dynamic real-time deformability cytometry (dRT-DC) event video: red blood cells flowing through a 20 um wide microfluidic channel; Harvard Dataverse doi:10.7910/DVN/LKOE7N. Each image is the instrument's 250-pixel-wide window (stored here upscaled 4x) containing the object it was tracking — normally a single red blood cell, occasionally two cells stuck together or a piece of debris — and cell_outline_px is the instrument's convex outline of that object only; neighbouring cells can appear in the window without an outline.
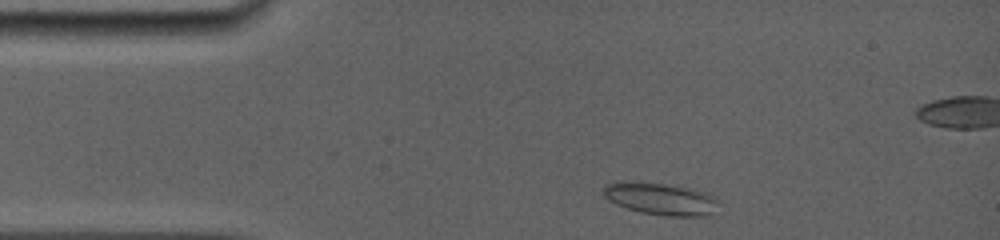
{"species": "common noctule bat (a hibernating species)", "species_latin": "Nyctalus noctula", "temperature_condition": "room temperature", "stored_images_in_passage": 42, "camera_frame_rate_fps": 5000, "um_per_image_px": 0.085, "animal": {"sex": "female", "body_mass_g": 19.0, "forearm_length_mm": 56.7}, "frame": {"image": 1, "passage_image": 3, "time_ms": 0.4, "image_size_px": [1000, 240], "cell_outline_px": [[720, 200], [708, 216], [668, 216], [640, 212], [616, 204], [608, 200], [604, 196], [604, 188], [608, 184], [616, 180], [624, 180], [664, 184], [692, 188], [708, 192]], "centroid_in_image_um": [56.16, 16.88], "position_along_channel_um": 28.8, "area_um2": 21.73}}
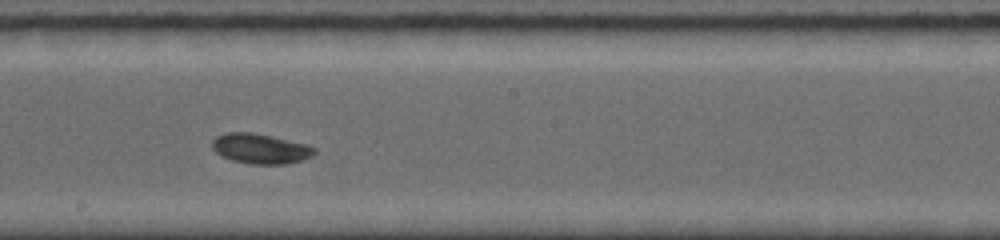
{"frame": {"image": 2, "passage_image": 28, "time_ms": 6.6, "image_size_px": [1000, 240], "cell_outline_px": [[316, 152], [312, 156], [288, 164], [248, 164], [232, 160], [220, 156], [212, 148], [212, 140], [216, 136], [224, 132], [252, 132], [272, 136], [308, 144], [316, 148]], "centroid_in_image_um": [22.12, 12.63], "position_along_channel_um": 226.1, "area_um2": 18.15}}
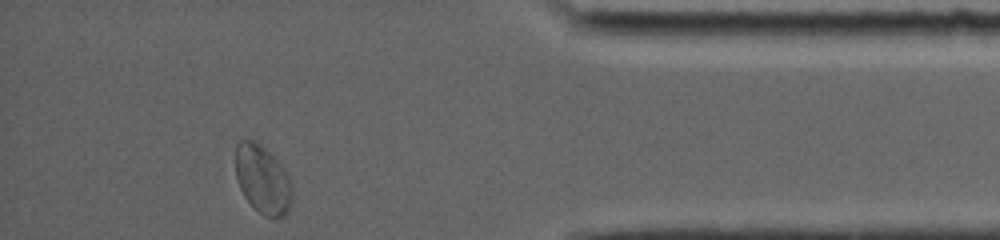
{"frame": {"image": 3, "passage_image": 42, "time_ms": 12.0, "image_size_px": [1000, 240], "cell_outline_px": [[292, 200], [288, 212], [284, 216], [264, 216], [244, 196], [240, 188], [236, 176], [236, 144], [240, 140], [256, 140], [284, 168], [292, 184]], "centroid_in_image_um": [22.33, 15.24], "position_along_channel_um": 412.9, "area_um2": 22.31}, "authors_computed_cell_mechanics": {"area_um2": 18.1492, "velocity_mm_per_s": 3.8797, "shape_relaxation_time_tau1_ms": null, "shape_relaxation_time_tau2_ms": 1.6454, "deformation_change_tau1": null, "deformation_change_tau2": 0.0329}}